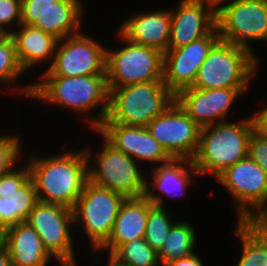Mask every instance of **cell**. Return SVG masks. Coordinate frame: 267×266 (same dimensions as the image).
<instances>
[{"label": "cell", "mask_w": 267, "mask_h": 266, "mask_svg": "<svg viewBox=\"0 0 267 266\" xmlns=\"http://www.w3.org/2000/svg\"><path fill=\"white\" fill-rule=\"evenodd\" d=\"M109 90V109L102 123L146 127L174 101L163 81L135 83Z\"/></svg>", "instance_id": "277c9868"}, {"label": "cell", "mask_w": 267, "mask_h": 266, "mask_svg": "<svg viewBox=\"0 0 267 266\" xmlns=\"http://www.w3.org/2000/svg\"><path fill=\"white\" fill-rule=\"evenodd\" d=\"M107 254H109V257L108 260L106 261L108 263L106 266H130L128 263L119 260L112 253H107Z\"/></svg>", "instance_id": "d590c367"}, {"label": "cell", "mask_w": 267, "mask_h": 266, "mask_svg": "<svg viewBox=\"0 0 267 266\" xmlns=\"http://www.w3.org/2000/svg\"><path fill=\"white\" fill-rule=\"evenodd\" d=\"M220 40L253 51L254 42H267V0H230L216 10Z\"/></svg>", "instance_id": "9c48e42d"}, {"label": "cell", "mask_w": 267, "mask_h": 266, "mask_svg": "<svg viewBox=\"0 0 267 266\" xmlns=\"http://www.w3.org/2000/svg\"><path fill=\"white\" fill-rule=\"evenodd\" d=\"M219 40L216 27L206 36L164 53L163 83L175 96L193 86L200 66Z\"/></svg>", "instance_id": "9a60e30c"}, {"label": "cell", "mask_w": 267, "mask_h": 266, "mask_svg": "<svg viewBox=\"0 0 267 266\" xmlns=\"http://www.w3.org/2000/svg\"><path fill=\"white\" fill-rule=\"evenodd\" d=\"M19 25H21V0H0V31L10 35Z\"/></svg>", "instance_id": "f546056e"}, {"label": "cell", "mask_w": 267, "mask_h": 266, "mask_svg": "<svg viewBox=\"0 0 267 266\" xmlns=\"http://www.w3.org/2000/svg\"><path fill=\"white\" fill-rule=\"evenodd\" d=\"M117 30L135 44L156 48L165 53L171 30L170 10H148L132 14Z\"/></svg>", "instance_id": "44dd1931"}, {"label": "cell", "mask_w": 267, "mask_h": 266, "mask_svg": "<svg viewBox=\"0 0 267 266\" xmlns=\"http://www.w3.org/2000/svg\"><path fill=\"white\" fill-rule=\"evenodd\" d=\"M152 205L144 196L126 198L120 206L108 241L100 249L92 250V254H95L94 260H100L101 252L113 253L119 246L128 241L144 238L149 208ZM95 252H98V255Z\"/></svg>", "instance_id": "7402d4cb"}, {"label": "cell", "mask_w": 267, "mask_h": 266, "mask_svg": "<svg viewBox=\"0 0 267 266\" xmlns=\"http://www.w3.org/2000/svg\"><path fill=\"white\" fill-rule=\"evenodd\" d=\"M203 260L199 257V255L196 253L181 258L179 260H174L166 264H162L161 266H204Z\"/></svg>", "instance_id": "d6a6232c"}, {"label": "cell", "mask_w": 267, "mask_h": 266, "mask_svg": "<svg viewBox=\"0 0 267 266\" xmlns=\"http://www.w3.org/2000/svg\"><path fill=\"white\" fill-rule=\"evenodd\" d=\"M39 79V82L33 83L30 100L42 101L55 106L57 104L63 109H68L67 111L72 110L76 114H83L84 123L86 122L87 126L91 127L92 132L107 117L109 90L106 75L40 76ZM94 110H98V113L88 116Z\"/></svg>", "instance_id": "7a4b0ae2"}, {"label": "cell", "mask_w": 267, "mask_h": 266, "mask_svg": "<svg viewBox=\"0 0 267 266\" xmlns=\"http://www.w3.org/2000/svg\"><path fill=\"white\" fill-rule=\"evenodd\" d=\"M0 177V230L25 221L39 201L25 162Z\"/></svg>", "instance_id": "ac0fdd59"}, {"label": "cell", "mask_w": 267, "mask_h": 266, "mask_svg": "<svg viewBox=\"0 0 267 266\" xmlns=\"http://www.w3.org/2000/svg\"><path fill=\"white\" fill-rule=\"evenodd\" d=\"M178 4L170 9L168 49L188 45L210 34L217 27L216 9L210 4L200 0H180Z\"/></svg>", "instance_id": "d6986e66"}, {"label": "cell", "mask_w": 267, "mask_h": 266, "mask_svg": "<svg viewBox=\"0 0 267 266\" xmlns=\"http://www.w3.org/2000/svg\"><path fill=\"white\" fill-rule=\"evenodd\" d=\"M238 122L223 121L201 128L192 163L200 176L217 178L231 165L248 156L249 140L257 126L255 113Z\"/></svg>", "instance_id": "3957f363"}, {"label": "cell", "mask_w": 267, "mask_h": 266, "mask_svg": "<svg viewBox=\"0 0 267 266\" xmlns=\"http://www.w3.org/2000/svg\"><path fill=\"white\" fill-rule=\"evenodd\" d=\"M167 208L155 205L149 208L144 239L156 252L161 249L172 226L176 223L172 218L173 216H171L172 213L170 214Z\"/></svg>", "instance_id": "4316f807"}, {"label": "cell", "mask_w": 267, "mask_h": 266, "mask_svg": "<svg viewBox=\"0 0 267 266\" xmlns=\"http://www.w3.org/2000/svg\"><path fill=\"white\" fill-rule=\"evenodd\" d=\"M26 72L22 68L15 48V43L10 35H5L0 39V85H7V88H13L10 91L17 90V95L20 94L23 98L30 99L33 91V82L26 83V85L18 84V88H14V84L18 83V79L25 75ZM11 85V87H9ZM15 89V90H14Z\"/></svg>", "instance_id": "484cf974"}, {"label": "cell", "mask_w": 267, "mask_h": 266, "mask_svg": "<svg viewBox=\"0 0 267 266\" xmlns=\"http://www.w3.org/2000/svg\"><path fill=\"white\" fill-rule=\"evenodd\" d=\"M112 254L130 266H161L158 253L146 243L144 238L128 241Z\"/></svg>", "instance_id": "83f0119b"}, {"label": "cell", "mask_w": 267, "mask_h": 266, "mask_svg": "<svg viewBox=\"0 0 267 266\" xmlns=\"http://www.w3.org/2000/svg\"><path fill=\"white\" fill-rule=\"evenodd\" d=\"M0 266H12L11 257L3 244L0 245Z\"/></svg>", "instance_id": "e575fe53"}, {"label": "cell", "mask_w": 267, "mask_h": 266, "mask_svg": "<svg viewBox=\"0 0 267 266\" xmlns=\"http://www.w3.org/2000/svg\"><path fill=\"white\" fill-rule=\"evenodd\" d=\"M146 128L172 159L192 160L194 157L201 128L176 101L152 119Z\"/></svg>", "instance_id": "5bb4252c"}, {"label": "cell", "mask_w": 267, "mask_h": 266, "mask_svg": "<svg viewBox=\"0 0 267 266\" xmlns=\"http://www.w3.org/2000/svg\"><path fill=\"white\" fill-rule=\"evenodd\" d=\"M101 138L102 147L98 153L96 151V155L89 145L88 148H83L88 161V181L117 192L125 198L143 197L146 189V170H142L141 165L132 157L116 150L100 135Z\"/></svg>", "instance_id": "8992f818"}, {"label": "cell", "mask_w": 267, "mask_h": 266, "mask_svg": "<svg viewBox=\"0 0 267 266\" xmlns=\"http://www.w3.org/2000/svg\"><path fill=\"white\" fill-rule=\"evenodd\" d=\"M2 244V231L0 230V245Z\"/></svg>", "instance_id": "74e56055"}, {"label": "cell", "mask_w": 267, "mask_h": 266, "mask_svg": "<svg viewBox=\"0 0 267 266\" xmlns=\"http://www.w3.org/2000/svg\"><path fill=\"white\" fill-rule=\"evenodd\" d=\"M34 151L26 156V163L38 200L72 209L88 181V161L84 149L76 150L73 145L60 154L43 157L34 154Z\"/></svg>", "instance_id": "6da1fadb"}, {"label": "cell", "mask_w": 267, "mask_h": 266, "mask_svg": "<svg viewBox=\"0 0 267 266\" xmlns=\"http://www.w3.org/2000/svg\"><path fill=\"white\" fill-rule=\"evenodd\" d=\"M263 237L267 238V202L265 205L248 221Z\"/></svg>", "instance_id": "1f68e13d"}, {"label": "cell", "mask_w": 267, "mask_h": 266, "mask_svg": "<svg viewBox=\"0 0 267 266\" xmlns=\"http://www.w3.org/2000/svg\"><path fill=\"white\" fill-rule=\"evenodd\" d=\"M263 110H257L255 113L257 126L267 134V106L262 107Z\"/></svg>", "instance_id": "836d02e7"}, {"label": "cell", "mask_w": 267, "mask_h": 266, "mask_svg": "<svg viewBox=\"0 0 267 266\" xmlns=\"http://www.w3.org/2000/svg\"><path fill=\"white\" fill-rule=\"evenodd\" d=\"M4 36L5 34L0 31V39H2Z\"/></svg>", "instance_id": "f35d334b"}, {"label": "cell", "mask_w": 267, "mask_h": 266, "mask_svg": "<svg viewBox=\"0 0 267 266\" xmlns=\"http://www.w3.org/2000/svg\"><path fill=\"white\" fill-rule=\"evenodd\" d=\"M35 229L50 256L61 266H78L75 258L74 238L70 229L74 226L71 208L38 201L25 220Z\"/></svg>", "instance_id": "30bf717a"}, {"label": "cell", "mask_w": 267, "mask_h": 266, "mask_svg": "<svg viewBox=\"0 0 267 266\" xmlns=\"http://www.w3.org/2000/svg\"><path fill=\"white\" fill-rule=\"evenodd\" d=\"M195 232V227L190 222L177 220L157 252L161 265L194 254L197 242Z\"/></svg>", "instance_id": "d4e9b609"}, {"label": "cell", "mask_w": 267, "mask_h": 266, "mask_svg": "<svg viewBox=\"0 0 267 266\" xmlns=\"http://www.w3.org/2000/svg\"><path fill=\"white\" fill-rule=\"evenodd\" d=\"M82 0H21V24L34 25L61 40L80 34Z\"/></svg>", "instance_id": "4fadbf2b"}, {"label": "cell", "mask_w": 267, "mask_h": 266, "mask_svg": "<svg viewBox=\"0 0 267 266\" xmlns=\"http://www.w3.org/2000/svg\"><path fill=\"white\" fill-rule=\"evenodd\" d=\"M216 181L234 199L237 222H248L267 202V174L249 156L227 168Z\"/></svg>", "instance_id": "8fae6325"}, {"label": "cell", "mask_w": 267, "mask_h": 266, "mask_svg": "<svg viewBox=\"0 0 267 266\" xmlns=\"http://www.w3.org/2000/svg\"><path fill=\"white\" fill-rule=\"evenodd\" d=\"M18 60L27 73L39 64L52 63L59 39L34 25L21 24L11 34Z\"/></svg>", "instance_id": "cb8c5ba5"}, {"label": "cell", "mask_w": 267, "mask_h": 266, "mask_svg": "<svg viewBox=\"0 0 267 266\" xmlns=\"http://www.w3.org/2000/svg\"><path fill=\"white\" fill-rule=\"evenodd\" d=\"M5 133H0V177L12 171L16 164H19L20 156L24 154L22 153L24 150H22L21 135Z\"/></svg>", "instance_id": "f1b7e54d"}, {"label": "cell", "mask_w": 267, "mask_h": 266, "mask_svg": "<svg viewBox=\"0 0 267 266\" xmlns=\"http://www.w3.org/2000/svg\"><path fill=\"white\" fill-rule=\"evenodd\" d=\"M257 71V57L252 52L219 40L200 66L192 88H249Z\"/></svg>", "instance_id": "5b68a950"}, {"label": "cell", "mask_w": 267, "mask_h": 266, "mask_svg": "<svg viewBox=\"0 0 267 266\" xmlns=\"http://www.w3.org/2000/svg\"><path fill=\"white\" fill-rule=\"evenodd\" d=\"M122 48H106L108 89L150 81H163L164 53L156 48L135 44L119 31Z\"/></svg>", "instance_id": "52a82bcc"}, {"label": "cell", "mask_w": 267, "mask_h": 266, "mask_svg": "<svg viewBox=\"0 0 267 266\" xmlns=\"http://www.w3.org/2000/svg\"><path fill=\"white\" fill-rule=\"evenodd\" d=\"M248 88L196 89L187 88L175 96V101L200 127L228 121L234 102L248 94Z\"/></svg>", "instance_id": "2e32d148"}, {"label": "cell", "mask_w": 267, "mask_h": 266, "mask_svg": "<svg viewBox=\"0 0 267 266\" xmlns=\"http://www.w3.org/2000/svg\"><path fill=\"white\" fill-rule=\"evenodd\" d=\"M200 1H204L205 3L210 4L211 6H213L216 10L225 2H227V0H200ZM230 1V0H229Z\"/></svg>", "instance_id": "8d00e7d4"}, {"label": "cell", "mask_w": 267, "mask_h": 266, "mask_svg": "<svg viewBox=\"0 0 267 266\" xmlns=\"http://www.w3.org/2000/svg\"><path fill=\"white\" fill-rule=\"evenodd\" d=\"M125 197L87 181L73 211L76 228L80 226L88 239L89 251L100 249L109 239L115 219ZM82 226V227H81Z\"/></svg>", "instance_id": "ba28073f"}, {"label": "cell", "mask_w": 267, "mask_h": 266, "mask_svg": "<svg viewBox=\"0 0 267 266\" xmlns=\"http://www.w3.org/2000/svg\"><path fill=\"white\" fill-rule=\"evenodd\" d=\"M106 46L82 30L58 41L52 63L40 76L106 75Z\"/></svg>", "instance_id": "7c38bea8"}, {"label": "cell", "mask_w": 267, "mask_h": 266, "mask_svg": "<svg viewBox=\"0 0 267 266\" xmlns=\"http://www.w3.org/2000/svg\"><path fill=\"white\" fill-rule=\"evenodd\" d=\"M2 244L8 250L12 266H48L51 259L39 235L26 221L2 231Z\"/></svg>", "instance_id": "603a6c76"}, {"label": "cell", "mask_w": 267, "mask_h": 266, "mask_svg": "<svg viewBox=\"0 0 267 266\" xmlns=\"http://www.w3.org/2000/svg\"><path fill=\"white\" fill-rule=\"evenodd\" d=\"M94 132L101 135L116 150L132 157L141 167L142 163L146 166L145 162L150 163L149 167H155L172 159L146 127L101 123Z\"/></svg>", "instance_id": "e0dca14e"}, {"label": "cell", "mask_w": 267, "mask_h": 266, "mask_svg": "<svg viewBox=\"0 0 267 266\" xmlns=\"http://www.w3.org/2000/svg\"><path fill=\"white\" fill-rule=\"evenodd\" d=\"M248 156L267 174V134L258 126L252 131L249 140Z\"/></svg>", "instance_id": "4dcf8cb0"}, {"label": "cell", "mask_w": 267, "mask_h": 266, "mask_svg": "<svg viewBox=\"0 0 267 266\" xmlns=\"http://www.w3.org/2000/svg\"><path fill=\"white\" fill-rule=\"evenodd\" d=\"M148 172H151V176H146L144 197L153 205L163 208H166L164 199L168 196L187 197V190L196 179L194 177L200 176L190 159H171L166 163L151 167L147 170Z\"/></svg>", "instance_id": "ffe728a7"}]
</instances>
